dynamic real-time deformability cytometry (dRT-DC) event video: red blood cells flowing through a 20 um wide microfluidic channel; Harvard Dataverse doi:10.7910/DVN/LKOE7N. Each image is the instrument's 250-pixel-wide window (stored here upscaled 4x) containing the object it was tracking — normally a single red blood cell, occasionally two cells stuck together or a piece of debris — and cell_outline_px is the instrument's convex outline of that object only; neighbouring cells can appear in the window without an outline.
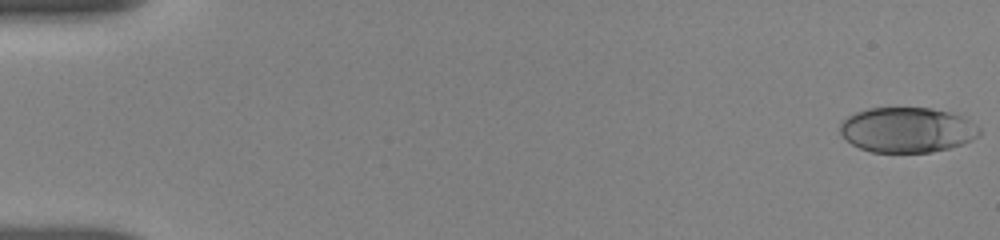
{"species": "human", "species_latin": "Homo sapiens", "temperature_condition": "room temperature", "stored_images_in_passage": 43, "camera_frame_rate_fps": 3000, "um_per_image_px": 0.085, "donor": {"sex": "female"}, "frame": {"image": 1, "passage_image": 1, "time_ms": 0.0, "image_size_px": [1000, 240], "cell_outline_px": [[980, 136], [964, 144], [932, 152], [872, 152], [860, 148], [852, 144], [840, 132], [840, 124], [848, 116], [856, 112], [868, 108], [932, 108], [948, 112], [960, 116], [968, 120], [980, 128]], "centroid_in_image_um": [77.12, 11.04], "position_along_channel_um": 7.9, "area_um2": 36.53}}
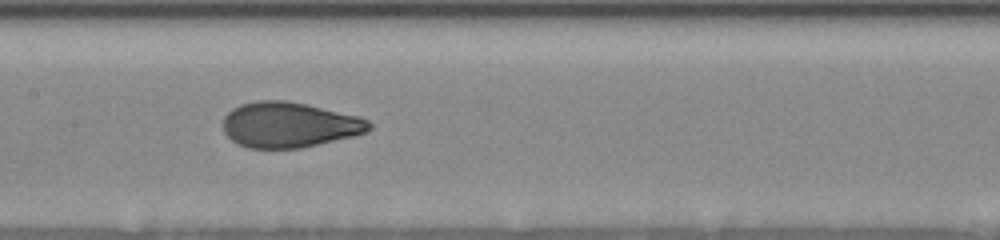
{"frame": {"image": 2, "passage_image": 22, "time_ms": 8.667, "image_size_px": [1000, 240], "cell_outline_px": [[372, 128], [368, 132], [352, 136], [300, 148], [248, 148], [232, 140], [224, 132], [224, 116], [232, 108], [240, 104], [256, 100], [288, 100], [308, 104], [360, 116], [368, 120], [372, 124]], "centroid_in_image_um": [24.6, 10.59], "position_along_channel_um": 182.8, "area_um2": 38.78}}
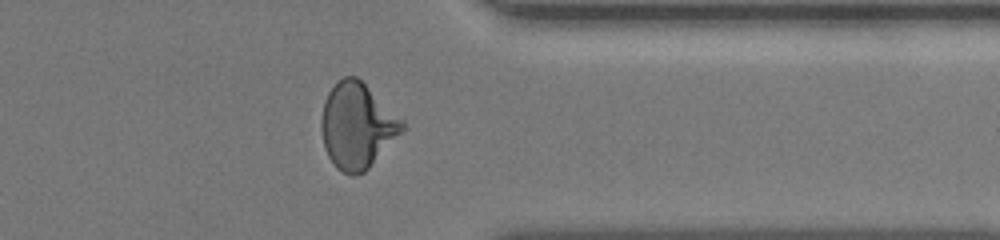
{"frame": {"image": 3, "passage_image": 37, "time_ms": 14.0, "image_size_px": [1000, 240], "cell_outline_px": [[404, 128], [368, 168], [364, 172], [356, 176], [352, 176], [336, 168], [328, 156], [324, 148], [320, 128], [320, 120], [324, 100], [328, 92], [336, 80], [344, 76], [356, 76], [404, 120]], "centroid_in_image_um": [30.3, 10.67], "position_along_channel_um": 381.1, "area_um2": 40.17}, "authors_computed_cell_mechanics": {"area_um2": 38.3792, "velocity_mm_per_s": 3.8114, "shape_relaxation_time_tau1_ms": 4.0124, "shape_relaxation_time_tau2_ms": 0.7199, "deformation_change_tau1": 0.162, "deformation_change_tau2": 0.0614}}